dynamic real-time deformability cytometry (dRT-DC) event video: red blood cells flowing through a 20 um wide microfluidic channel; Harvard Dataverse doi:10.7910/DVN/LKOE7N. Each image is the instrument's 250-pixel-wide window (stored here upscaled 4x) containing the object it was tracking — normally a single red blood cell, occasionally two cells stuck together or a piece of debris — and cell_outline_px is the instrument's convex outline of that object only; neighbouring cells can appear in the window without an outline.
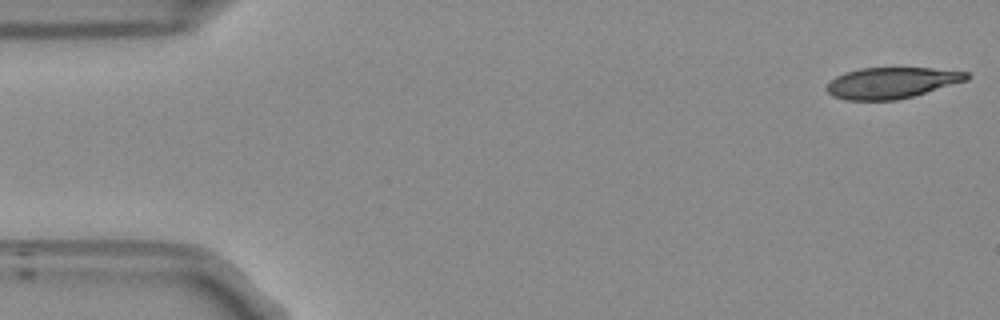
{"species": "Egyptian fruit bat (a non-hibernating species)", "species_latin": "Rousettus aegyptiacus", "temperature_condition": "room temperature", "stored_images_in_passage": 53, "camera_frame_rate_fps": 3000, "um_per_image_px": 0.085, "frame": {"image": 1, "passage_image": 1, "time_ms": 0.0, "image_size_px": [1000, 320], "cell_outline_px": [[968, 80], [912, 96], [896, 100], [848, 100], [832, 96], [824, 88], [828, 80], [836, 76], [860, 68], [932, 68], [968, 72]], "centroid_in_image_um": [75.73, 7.04], "position_along_channel_um": 9.3, "area_um2": 25.26}}
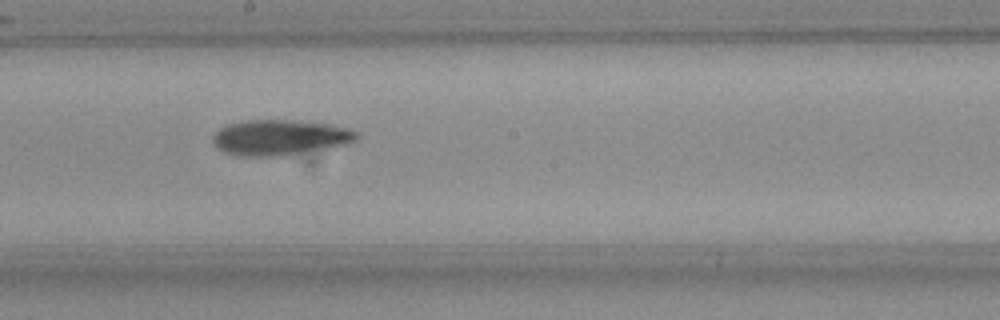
{"frame": {"image": 2, "passage_image": 28, "time_ms": 9.0, "image_size_px": [1000, 320], "cell_outline_px": [[360, 136], [356, 140], [344, 144], [284, 156], [240, 156], [224, 152], [216, 148], [212, 144], [212, 136], [220, 128], [228, 124], [244, 120], [312, 120], [332, 124], [360, 132]], "centroid_in_image_um": [23.78, 11.67], "position_along_channel_um": 224.4, "area_um2": 30.11}}
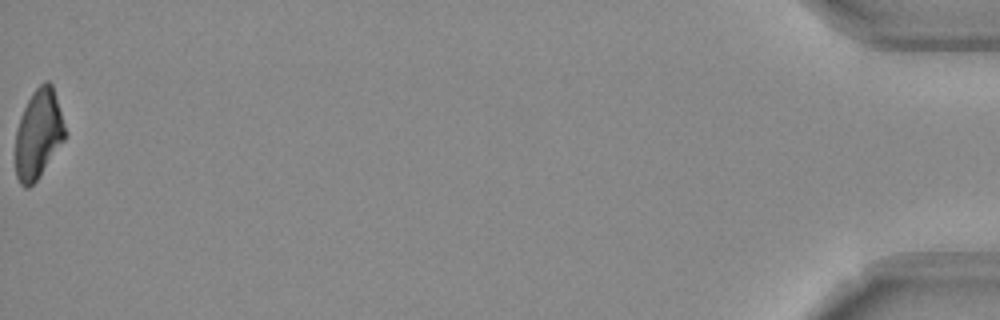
{"frame": {"image": 3, "passage_image": 53, "time_ms": 17.333, "image_size_px": [1000, 320], "cell_outline_px": [[68, 132], [64, 140], [36, 180], [28, 188], [24, 188], [20, 184], [16, 176], [16, 128], [20, 116], [32, 92], [44, 80], [48, 80], [52, 84]], "centroid_in_image_um": [3.27, 11.36], "position_along_channel_um": 431.9, "area_um2": 25.78}, "authors_computed_cell_mechanics": {"area_um2": 27.9174, "velocity_mm_per_s": 3.7674, "shape_relaxation_time_tau1_ms": 9.1094, "shape_relaxation_time_tau2_ms": null, "deformation_change_tau1": 0.2504, "deformation_change_tau2": null}}